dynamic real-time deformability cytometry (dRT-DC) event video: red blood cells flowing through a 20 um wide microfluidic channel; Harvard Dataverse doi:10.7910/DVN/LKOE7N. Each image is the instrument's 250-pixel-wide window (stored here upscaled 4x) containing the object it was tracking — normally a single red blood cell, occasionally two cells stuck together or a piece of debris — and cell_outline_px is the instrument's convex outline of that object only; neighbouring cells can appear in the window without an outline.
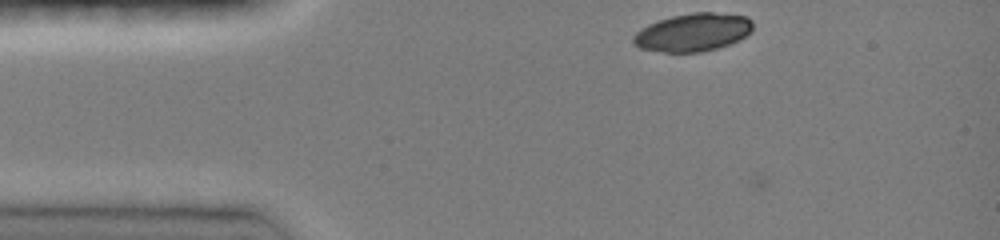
{"species": "common noctule bat (a hibernating species)", "species_latin": "Nyctalus noctula", "temperature_condition": "room temperature", "stored_images_in_passage": 3, "camera_frame_rate_fps": 3000, "um_per_image_px": 0.085, "animal": {"sex": "female", "body_mass_g": 19.0, "forearm_length_mm": 51.5}, "frame": {"image": 1, "passage_image": 2, "time_ms": 0.333, "image_size_px": [1000, 240], "cell_outline_px": [[752, 32], [740, 40], [716, 48], [700, 52], [664, 52], [640, 48], [632, 40], [632, 36], [636, 32], [648, 24], [672, 16], [692, 12], [712, 12], [748, 16], [752, 20]], "centroid_in_image_um": [58.93, 2.74], "position_along_channel_um": 26.1, "area_um2": 26.47}}